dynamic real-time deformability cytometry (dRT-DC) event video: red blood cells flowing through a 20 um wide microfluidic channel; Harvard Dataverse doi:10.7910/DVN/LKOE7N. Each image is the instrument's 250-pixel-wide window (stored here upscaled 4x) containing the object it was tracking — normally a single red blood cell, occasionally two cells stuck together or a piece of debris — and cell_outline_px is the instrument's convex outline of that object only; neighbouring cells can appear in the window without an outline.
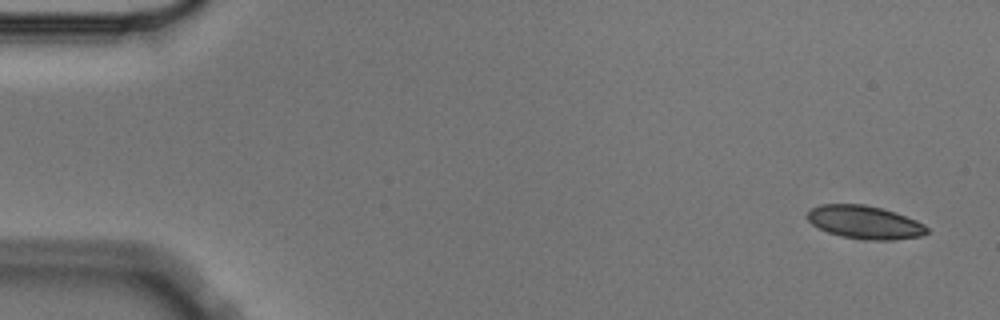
{"species": "Egyptian fruit bat (a non-hibernating species)", "species_latin": "Rousettus aegyptiacus", "temperature_condition": "cold", "stored_images_in_passage": 5, "camera_frame_rate_fps": 3000, "um_per_image_px": 0.085, "animal": {"sex": "male"}, "frame": {"image": 1, "passage_image": 1, "time_ms": 0.0, "image_size_px": [1000, 320], "cell_outline_px": [[928, 232], [920, 236], [892, 240], [864, 240], [840, 236], [828, 232], [812, 224], [804, 216], [812, 208], [820, 204], [864, 204], [896, 212], [916, 220], [924, 224], [928, 228]], "centroid_in_image_um": [73.49, 18.89], "position_along_channel_um": 11.5, "area_um2": 23.18}}
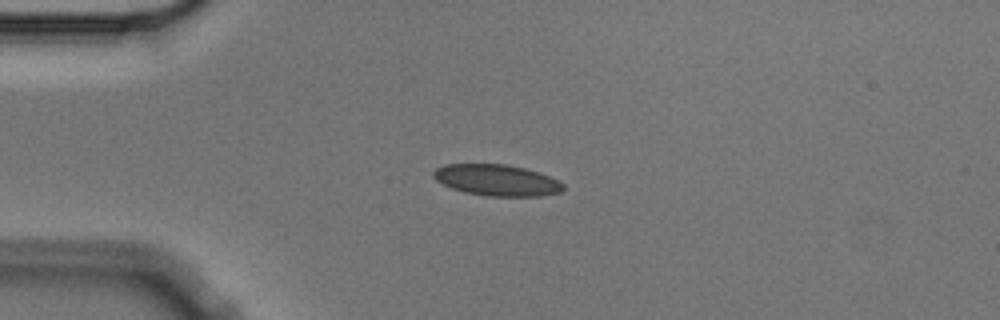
{"frame": {"image": 2, "passage_image": 4, "time_ms": 1.0, "image_size_px": [1000, 320], "cell_outline_px": [[564, 188], [560, 192], [540, 196], [488, 196], [464, 192], [452, 188], [436, 180], [432, 176], [432, 172], [436, 168], [444, 164], [508, 164], [524, 168], [548, 176], [564, 184]], "centroid_in_image_um": [42.19, 15.31], "position_along_channel_um": 42.8, "area_um2": 23.52}}